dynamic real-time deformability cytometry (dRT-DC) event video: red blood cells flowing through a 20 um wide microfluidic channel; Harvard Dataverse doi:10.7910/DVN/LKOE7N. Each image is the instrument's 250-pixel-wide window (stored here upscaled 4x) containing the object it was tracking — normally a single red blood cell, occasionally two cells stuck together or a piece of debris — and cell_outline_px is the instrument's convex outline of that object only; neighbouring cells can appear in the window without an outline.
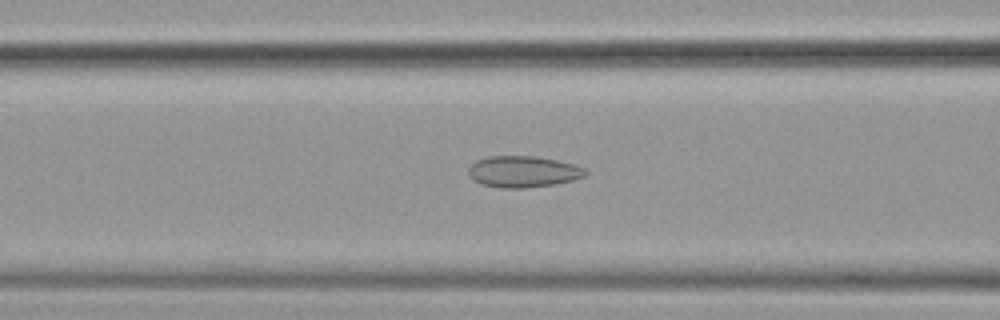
{"species": "common noctule bat (a hibernating species)", "species_latin": "Nyctalus noctula", "temperature_condition": "cold", "stored_images_in_passage": 47, "camera_frame_rate_fps": 3000, "um_per_image_px": 0.085, "animal": {"sex": "female", "body_mass_g": 19.9}, "frame": {"image": 1, "passage_image": 14, "time_ms": 4.333, "image_size_px": [1000, 320], "cell_outline_px": [[588, 172], [584, 176], [572, 180], [552, 184], [524, 188], [500, 188], [480, 184], [472, 180], [468, 176], [468, 168], [476, 160], [488, 156], [536, 156], [556, 160], [572, 164], [584, 168]], "centroid_in_image_um": [44.4, 14.59], "position_along_channel_um": 122.2, "area_um2": 21.39}}
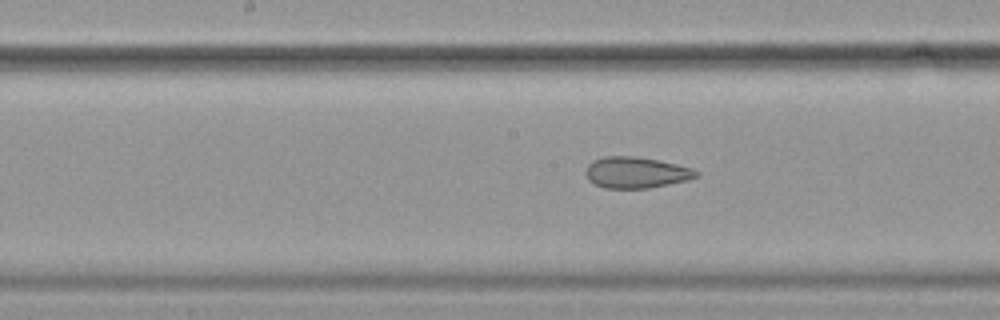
{"frame": {"image": 2, "passage_image": 20, "time_ms": 6.333, "image_size_px": [1000, 320], "cell_outline_px": [[700, 176], [688, 180], [648, 188], [604, 188], [588, 180], [588, 164], [592, 160], [604, 156], [636, 156], [660, 160], [692, 168], [700, 172]], "centroid_in_image_um": [54.12, 14.65], "position_along_channel_um": 194.1, "area_um2": 20.06}}
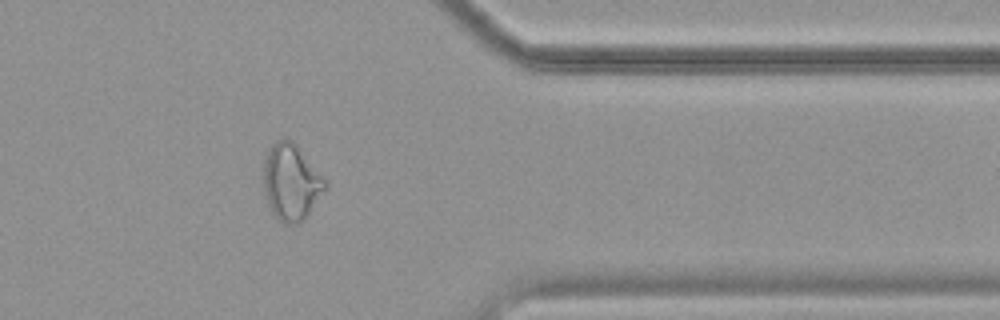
{"frame": {"image": 3, "passage_image": 37, "time_ms": 12.0, "image_size_px": [1000, 320], "cell_outline_px": [[328, 188], [304, 220], [300, 224], [288, 224], [276, 220], [268, 204], [264, 192], [260, 168], [268, 148], [276, 140], [288, 136], [296, 144], [328, 180]], "centroid_in_image_um": [24.74, 15.46], "position_along_channel_um": 386.7, "area_um2": 28.67}, "authors_computed_cell_mechanics": {"area_um2": 23.3512, "velocity_mm_per_s": 3.6056, "shape_relaxation_time_tau1_ms": null, "shape_relaxation_time_tau2_ms": 2.4258, "deformation_change_tau1": null, "deformation_change_tau2": 0.1031}}